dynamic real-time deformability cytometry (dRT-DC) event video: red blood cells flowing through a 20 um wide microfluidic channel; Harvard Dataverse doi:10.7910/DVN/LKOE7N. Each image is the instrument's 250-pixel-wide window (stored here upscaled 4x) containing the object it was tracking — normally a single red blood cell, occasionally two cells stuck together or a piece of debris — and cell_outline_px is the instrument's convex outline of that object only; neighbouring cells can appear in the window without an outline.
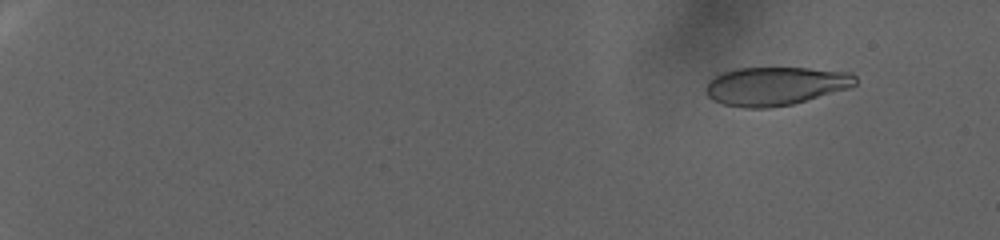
{"species": "human", "species_latin": "Homo sapiens", "temperature_condition": "warm", "stored_images_in_passage": 96, "camera_frame_rate_fps": 3000, "um_per_image_px": 0.085, "donor": {"sex": "female"}, "frame": {"image": 1, "passage_image": 11, "time_ms": 3.333, "image_size_px": [1000, 240], "cell_outline_px": [[856, 84], [848, 88], [792, 104], [768, 108], [744, 108], [724, 104], [712, 100], [704, 92], [704, 88], [708, 80], [724, 72], [736, 68], [808, 68], [852, 72], [856, 76]], "centroid_in_image_um": [65.88, 7.31], "position_along_channel_um": 19.1, "area_um2": 33.58}}
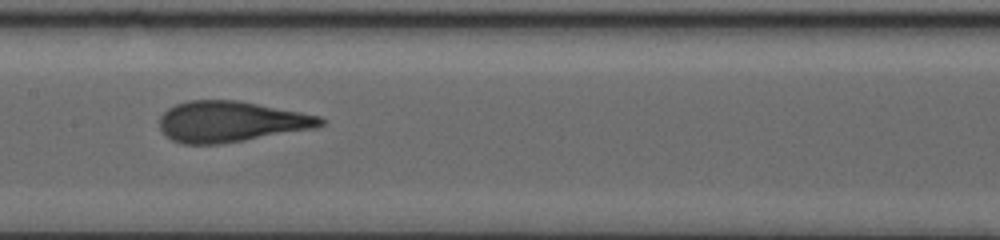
{"frame": {"image": 2, "passage_image": 57, "time_ms": 18.667, "image_size_px": [1000, 240], "cell_outline_px": [[328, 120], [324, 124], [316, 128], [220, 144], [184, 144], [172, 140], [164, 136], [160, 128], [160, 116], [168, 108], [176, 104], [188, 100], [240, 100], [320, 116]], "centroid_in_image_um": [19.62, 10.33], "position_along_channel_um": 187.8, "area_um2": 38.44}}
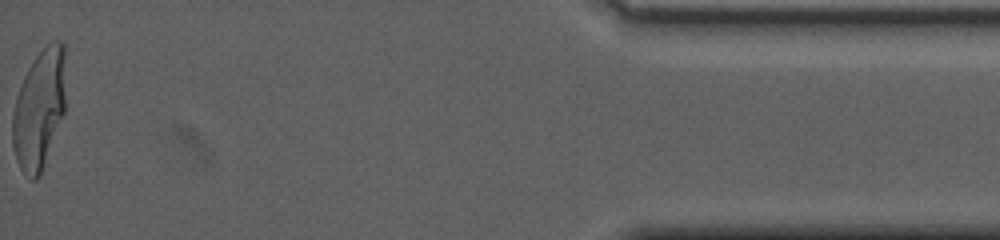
{"frame": {"image": 3, "passage_image": 96, "time_ms": 31.667, "image_size_px": [1000, 240], "cell_outline_px": [[64, 112], [40, 176], [36, 180], [32, 180], [20, 168], [16, 160], [12, 144], [12, 116], [16, 100], [24, 76], [28, 68], [36, 56], [52, 40], [60, 40], [64, 44]], "centroid_in_image_um": [3.32, 9.3], "position_along_channel_um": 431.9, "area_um2": 36.59}, "authors_computed_cell_mechanics": {"area_um2": 37.0787, "velocity_mm_per_s": 2.3788, "shape_relaxation_time_tau1_ms": 7.454, "shape_relaxation_time_tau2_ms": null, "deformation_change_tau1": 0.2757, "deformation_change_tau2": null}}